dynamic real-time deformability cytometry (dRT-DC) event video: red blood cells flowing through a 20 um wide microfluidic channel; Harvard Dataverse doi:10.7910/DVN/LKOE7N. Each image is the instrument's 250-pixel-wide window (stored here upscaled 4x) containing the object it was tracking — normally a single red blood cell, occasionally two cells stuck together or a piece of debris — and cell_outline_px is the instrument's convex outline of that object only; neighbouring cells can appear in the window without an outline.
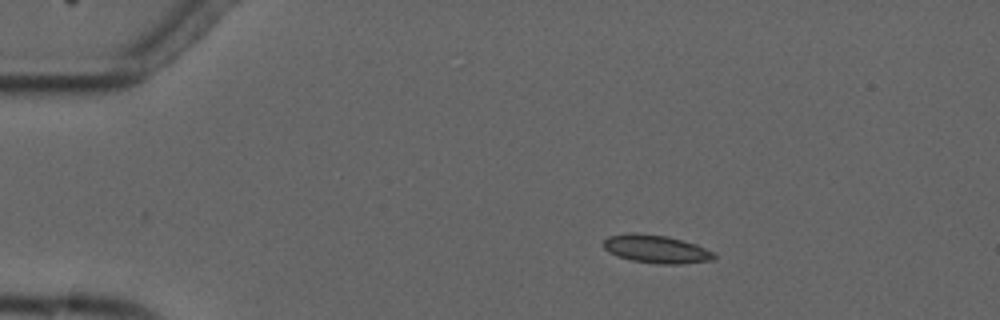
{"species": "common noctule bat (a hibernating species)", "species_latin": "Nyctalus noctula", "temperature_condition": "cold", "stored_images_in_passage": 6, "camera_frame_rate_fps": 3000, "um_per_image_px": 0.085, "animal": {"sex": "male", "forearm_length_mm": 52.5}, "frame": {"image": 1, "passage_image": 2, "time_ms": 1.0, "image_size_px": [1000, 320], "cell_outline_px": [[716, 256], [712, 260], [680, 264], [660, 264], [632, 260], [608, 252], [604, 248], [604, 240], [608, 236], [632, 232], [636, 232], [668, 236], [696, 244], [716, 252]], "centroid_in_image_um": [55.81, 21.16], "position_along_channel_um": 29.2, "area_um2": 18.15}}
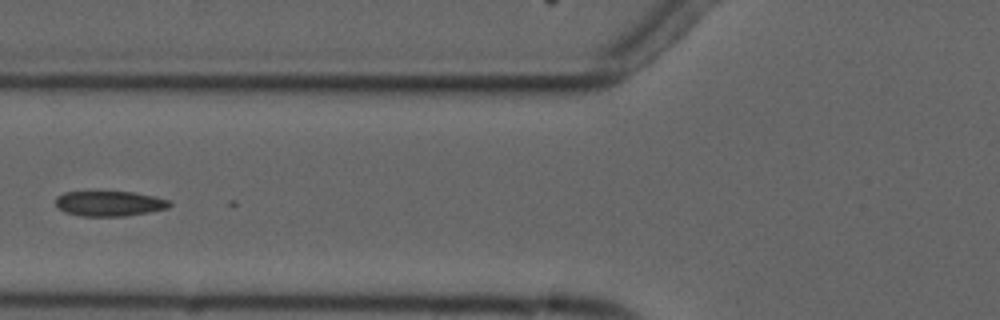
{"frame": {"image": 2, "passage_image": 5, "time_ms": 5.0, "image_size_px": [1000, 320], "cell_outline_px": [[172, 204], [168, 208], [148, 212], [124, 216], [80, 216], [64, 212], [56, 208], [56, 196], [64, 192], [132, 192], [156, 196], [168, 200]], "centroid_in_image_um": [9.27, 17.3], "position_along_channel_um": 116.5, "area_um2": 16.76}}
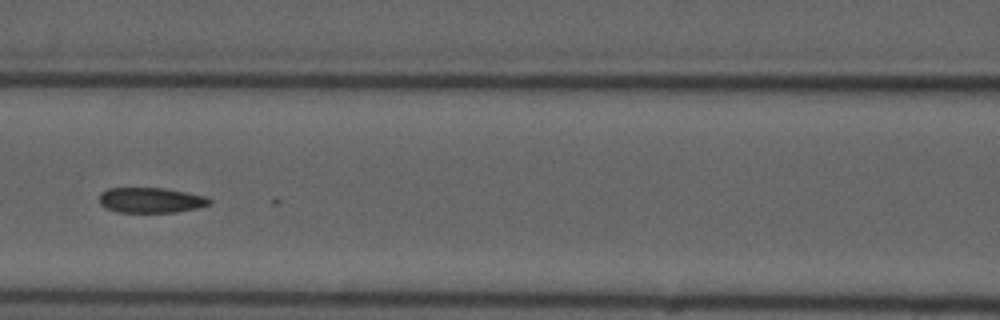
{"frame": {"image": 3, "passage_image": 6, "time_ms": 6.0, "image_size_px": [1000, 320], "cell_outline_px": [[212, 204], [200, 208], [176, 212], [116, 212], [104, 208], [100, 204], [100, 192], [108, 188], [164, 188], [204, 196], [212, 200]], "centroid_in_image_um": [12.82, 17.02], "position_along_channel_um": 153.8, "area_um2": 16.36}}